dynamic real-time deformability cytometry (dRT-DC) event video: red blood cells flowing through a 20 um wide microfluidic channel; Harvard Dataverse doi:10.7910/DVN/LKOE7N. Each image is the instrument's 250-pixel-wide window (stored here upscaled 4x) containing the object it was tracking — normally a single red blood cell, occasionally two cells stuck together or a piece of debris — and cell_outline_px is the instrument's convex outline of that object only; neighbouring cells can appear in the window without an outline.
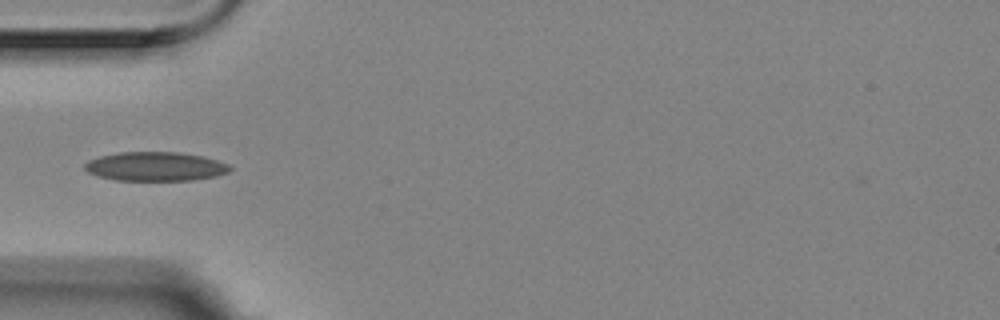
{"species": "Egyptian fruit bat (a non-hibernating species)", "species_latin": "Rousettus aegyptiacus", "temperature_condition": "room temperature", "stored_images_in_passage": 2, "camera_frame_rate_fps": 3000, "um_per_image_px": 0.085, "animal": {"sex": "female"}, "frame": {"image": 1, "passage_image": 2, "time_ms": 0.333, "image_size_px": [1000, 320], "cell_outline_px": [[232, 168], [228, 172], [216, 176], [192, 180], [116, 180], [100, 176], [88, 172], [84, 168], [84, 164], [88, 160], [100, 156], [120, 152], [176, 152], [204, 156], [228, 164]], "centroid_in_image_um": [13.21, 14.14], "position_along_channel_um": 71.8, "area_um2": 24.45}}